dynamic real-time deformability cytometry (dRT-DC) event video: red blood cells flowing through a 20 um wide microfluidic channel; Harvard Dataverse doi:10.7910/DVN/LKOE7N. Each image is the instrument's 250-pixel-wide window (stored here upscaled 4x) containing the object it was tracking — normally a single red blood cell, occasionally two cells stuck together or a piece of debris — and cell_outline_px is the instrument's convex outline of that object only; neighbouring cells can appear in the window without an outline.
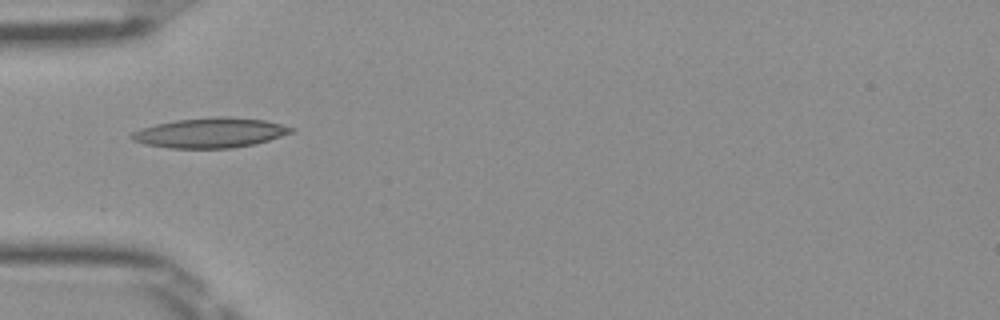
{"species": "Egyptian fruit bat (a non-hibernating species)", "species_latin": "Rousettus aegyptiacus", "temperature_condition": "room temperature", "stored_images_in_passage": 35, "camera_frame_rate_fps": 3000, "um_per_image_px": 0.085, "frame": {"image": 1, "passage_image": 1, "time_ms": 0.0, "image_size_px": [1000, 320], "cell_outline_px": [[296, 132], [256, 144], [232, 148], [168, 148], [144, 144], [132, 140], [128, 136], [132, 132], [140, 128], [156, 124], [176, 120], [220, 116], [228, 116], [264, 120], [296, 128]], "centroid_in_image_um": [17.89, 11.29], "position_along_channel_um": 67.1, "area_um2": 28.09}}
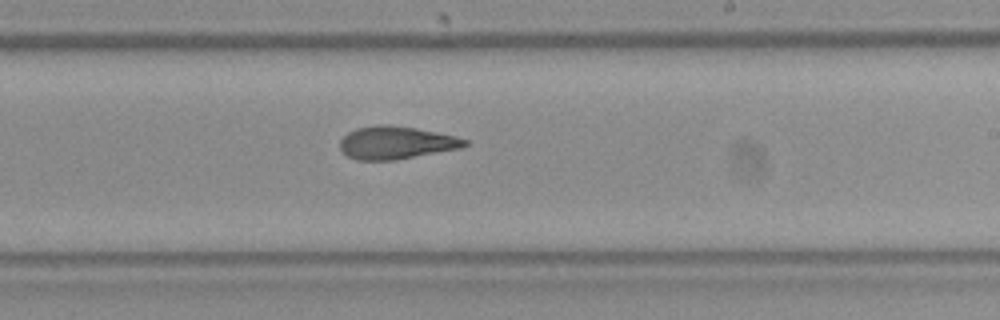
{"frame": {"image": 2, "passage_image": 15, "time_ms": 4.667, "image_size_px": [1000, 320], "cell_outline_px": [[468, 144], [460, 148], [396, 160], [356, 160], [348, 156], [340, 148], [340, 140], [348, 132], [356, 128], [376, 124], [388, 124], [416, 128], [456, 136], [468, 140]], "centroid_in_image_um": [33.66, 12.12], "position_along_channel_um": 255.3, "area_um2": 23.87}}
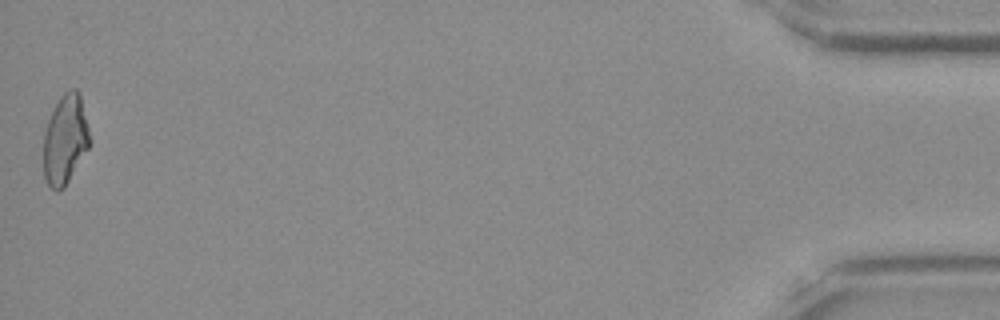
{"frame": {"image": 3, "passage_image": 35, "time_ms": 11.333, "image_size_px": [1000, 320], "cell_outline_px": [[88, 148], [64, 188], [56, 192], [48, 184], [44, 176], [44, 132], [48, 120], [60, 96], [68, 88], [76, 88], [80, 92], [88, 128]], "centroid_in_image_um": [5.53, 11.84], "position_along_channel_um": 429.7, "area_um2": 23.81}, "authors_computed_cell_mechanics": {"area_um2": 24.1604, "velocity_mm_per_s": 4.0284, "shape_relaxation_time_tau1_ms": 9.3464, "shape_relaxation_time_tau2_ms": 2.3787, "deformation_change_tau1": 0.2489, "deformation_change_tau2": 0.1058}}